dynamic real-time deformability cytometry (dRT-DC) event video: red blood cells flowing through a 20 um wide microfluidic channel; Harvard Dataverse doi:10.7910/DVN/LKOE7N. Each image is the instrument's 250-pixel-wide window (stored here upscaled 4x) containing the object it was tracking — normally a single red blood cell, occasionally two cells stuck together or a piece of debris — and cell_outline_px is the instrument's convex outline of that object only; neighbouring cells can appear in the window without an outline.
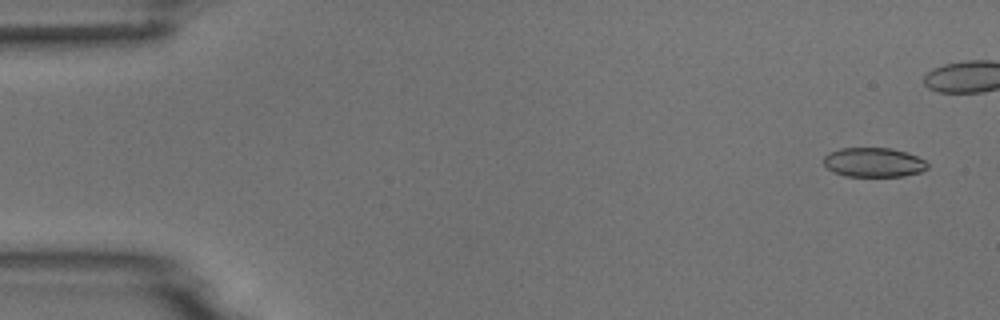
{"species": "common noctule bat (a hibernating species)", "species_latin": "Nyctalus noctula", "temperature_condition": "room temperature", "stored_images_in_passage": 6, "camera_frame_rate_fps": 3000, "um_per_image_px": 0.085, "animal": {"sex": "male", "body_mass_g": 18.8}, "frame": {"image": 1, "passage_image": 1, "time_ms": 0.0, "image_size_px": [1000, 320], "cell_outline_px": [[928, 168], [920, 172], [904, 176], [844, 176], [832, 172], [824, 164], [824, 156], [828, 152], [840, 148], [892, 148], [916, 156], [924, 160], [928, 164]], "centroid_in_image_um": [74.23, 13.8], "position_along_channel_um": 10.8, "area_um2": 17.8}}